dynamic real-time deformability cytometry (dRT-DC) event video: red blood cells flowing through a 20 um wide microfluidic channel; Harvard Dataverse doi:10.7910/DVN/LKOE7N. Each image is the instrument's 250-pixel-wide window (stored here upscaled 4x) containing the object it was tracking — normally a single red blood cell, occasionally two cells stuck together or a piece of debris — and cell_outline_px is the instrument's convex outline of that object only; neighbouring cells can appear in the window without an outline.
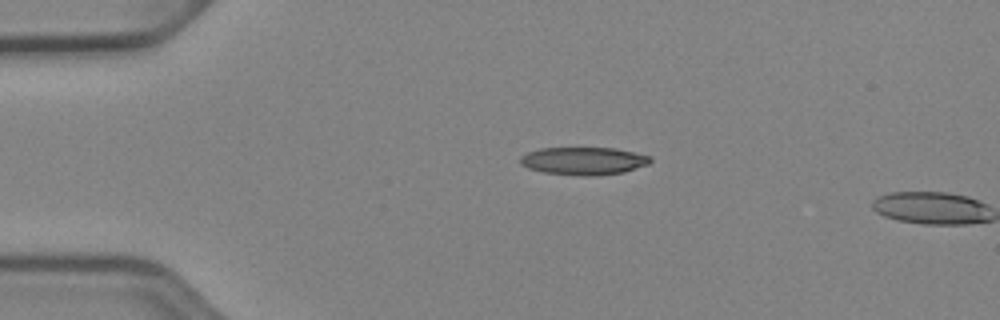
{"species": "Egyptian fruit bat (a non-hibernating species)", "species_latin": "Rousettus aegyptiacus", "temperature_condition": "cold", "stored_images_in_passage": 2, "camera_frame_rate_fps": 3000, "um_per_image_px": 0.085, "animal": {"sex": "female"}, "frame": {"image": 1, "passage_image": 1, "time_ms": 0.0, "image_size_px": [1000, 320], "cell_outline_px": [[652, 160], [648, 164], [624, 172], [596, 176], [584, 176], [544, 172], [528, 168], [520, 164], [520, 156], [528, 152], [540, 148], [612, 148], [632, 152], [648, 156]], "centroid_in_image_um": [49.57, 13.68], "position_along_channel_um": 35.4, "area_um2": 20.87}}